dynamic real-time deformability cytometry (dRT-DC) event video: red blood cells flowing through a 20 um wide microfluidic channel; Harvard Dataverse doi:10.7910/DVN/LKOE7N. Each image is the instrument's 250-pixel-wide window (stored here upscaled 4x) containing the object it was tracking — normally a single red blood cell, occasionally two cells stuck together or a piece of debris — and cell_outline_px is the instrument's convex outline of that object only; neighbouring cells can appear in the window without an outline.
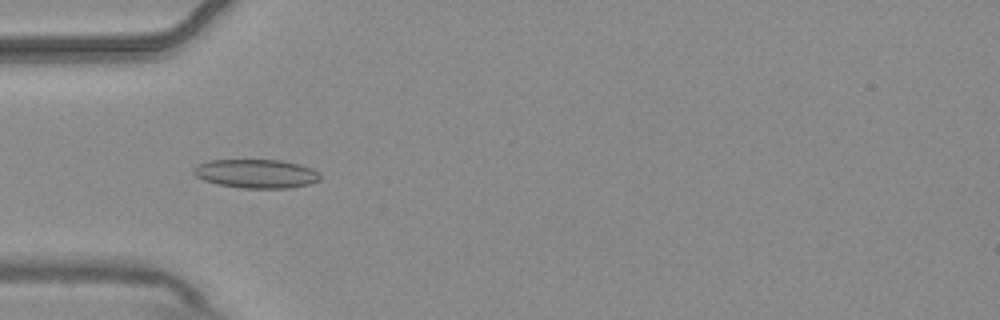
{"species": "common noctule bat (a hibernating species)", "species_latin": "Nyctalus noctula", "temperature_condition": "warm", "stored_images_in_passage": 3, "camera_frame_rate_fps": 3000, "um_per_image_px": 0.085, "animal": {"sex": "male", "body_mass_g": 20.4}, "frame": {"image": 1, "passage_image": 3, "time_ms": 0.667, "image_size_px": [1000, 320], "cell_outline_px": [[320, 180], [308, 184], [288, 188], [244, 188], [216, 184], [204, 180], [196, 176], [192, 172], [192, 168], [196, 164], [208, 160], [280, 160], [300, 164], [312, 168], [320, 172]], "centroid_in_image_um": [21.76, 14.75], "position_along_channel_um": 63.2, "area_um2": 21.44}}